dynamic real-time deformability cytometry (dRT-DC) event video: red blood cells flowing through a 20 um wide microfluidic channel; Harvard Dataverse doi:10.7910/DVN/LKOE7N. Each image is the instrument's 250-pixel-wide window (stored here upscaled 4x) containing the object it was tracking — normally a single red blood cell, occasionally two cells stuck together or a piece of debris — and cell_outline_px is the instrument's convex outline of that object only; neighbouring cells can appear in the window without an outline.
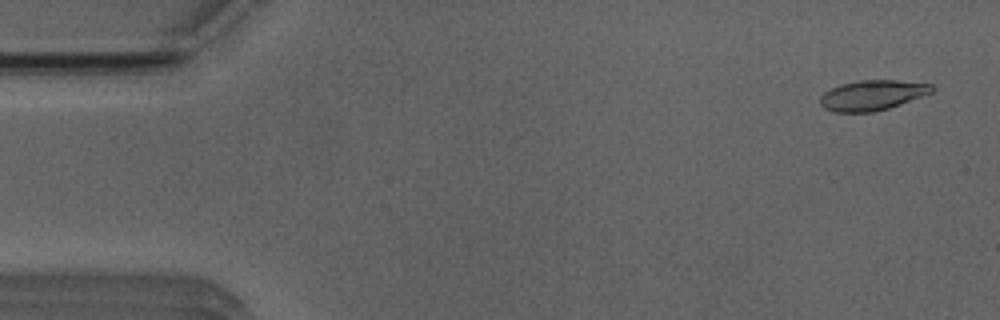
{"species": "Egyptian fruit bat (a non-hibernating species)", "species_latin": "Rousettus aegyptiacus", "temperature_condition": "room temperature", "stored_images_in_passage": 7, "camera_frame_rate_fps": 3000, "um_per_image_px": 0.085, "animal": {"sex": "male"}, "frame": {"image": 1, "passage_image": 1, "time_ms": 0.0, "image_size_px": [1000, 320], "cell_outline_px": [[936, 88], [932, 92], [900, 104], [888, 108], [872, 112], [836, 112], [824, 108], [820, 104], [820, 96], [824, 92], [840, 84], [860, 80], [896, 80], [932, 84]], "centroid_in_image_um": [74.14, 8.08], "position_along_channel_um": 10.9, "area_um2": 19.54}}